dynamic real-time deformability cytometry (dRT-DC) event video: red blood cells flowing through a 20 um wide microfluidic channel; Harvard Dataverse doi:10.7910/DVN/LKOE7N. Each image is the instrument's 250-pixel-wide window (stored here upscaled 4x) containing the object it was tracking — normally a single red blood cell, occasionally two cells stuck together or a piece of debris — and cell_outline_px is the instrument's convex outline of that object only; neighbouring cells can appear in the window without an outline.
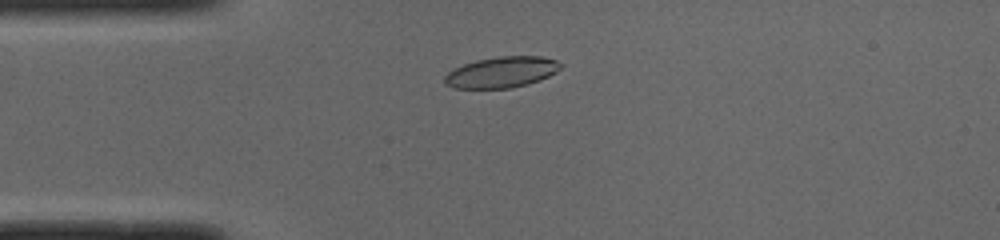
{"species": "common noctule bat (a hibernating species)", "species_latin": "Nyctalus noctula", "temperature_condition": "cold", "stored_images_in_passage": 39, "camera_frame_rate_fps": 3000, "um_per_image_px": 0.085, "animal": {"sex": "male", "body_mass_g": 19.0, "forearm_length_mm": 50.8}, "frame": {"image": 1, "passage_image": 1, "time_ms": 0.0, "image_size_px": [1000, 240], "cell_outline_px": [[564, 64], [556, 72], [540, 80], [528, 84], [512, 88], [452, 88], [444, 84], [444, 76], [448, 72], [464, 64], [476, 60], [500, 56], [540, 56], [556, 60]], "centroid_in_image_um": [42.64, 6.14], "position_along_channel_um": 42.4, "area_um2": 20.98}}
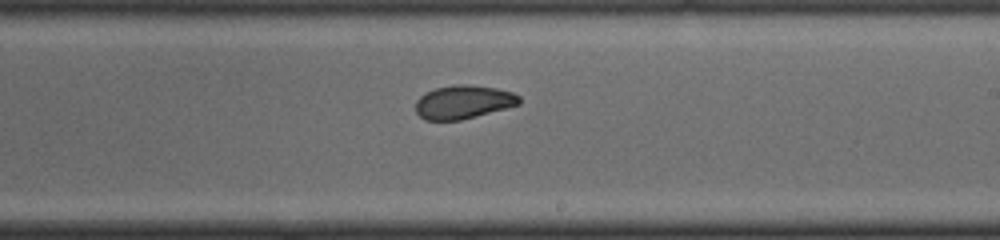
{"frame": {"image": 2, "passage_image": 18, "time_ms": 5.667, "image_size_px": [1000, 240], "cell_outline_px": [[520, 104], [476, 116], [460, 120], [424, 120], [416, 112], [416, 100], [424, 92], [436, 88], [452, 84], [468, 84], [496, 88], [512, 92], [520, 96]], "centroid_in_image_um": [39.36, 8.66], "position_along_channel_um": 249.6, "area_um2": 20.29}}
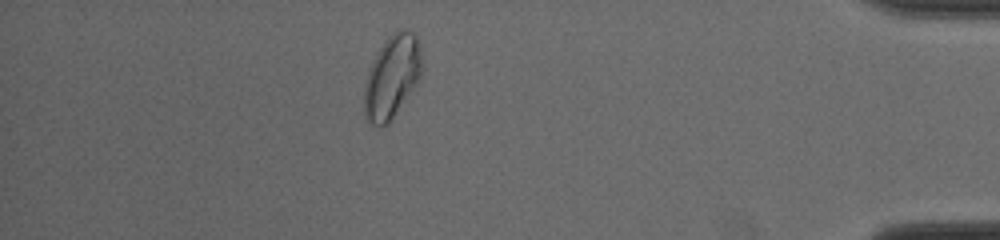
{"frame": {"image": 3, "passage_image": 33, "time_ms": 10.667, "image_size_px": [1000, 240], "cell_outline_px": [[424, 68], [416, 84], [388, 124], [372, 124], [364, 116], [364, 88], [368, 68], [372, 60], [384, 40], [392, 32], [400, 28], [404, 28], [412, 32], [416, 36], [420, 48]], "centroid_in_image_um": [33.32, 6.46], "position_along_channel_um": 401.9, "area_um2": 28.03}, "authors_computed_cell_mechanics": {"area_um2": 21.3282, "velocity_mm_per_s": 3.9734, "shape_relaxation_time_tau1_ms": 3.283, "shape_relaxation_time_tau2_ms": 2.0589, "deformation_change_tau1": 0.1089, "deformation_change_tau2": 0.0645}}